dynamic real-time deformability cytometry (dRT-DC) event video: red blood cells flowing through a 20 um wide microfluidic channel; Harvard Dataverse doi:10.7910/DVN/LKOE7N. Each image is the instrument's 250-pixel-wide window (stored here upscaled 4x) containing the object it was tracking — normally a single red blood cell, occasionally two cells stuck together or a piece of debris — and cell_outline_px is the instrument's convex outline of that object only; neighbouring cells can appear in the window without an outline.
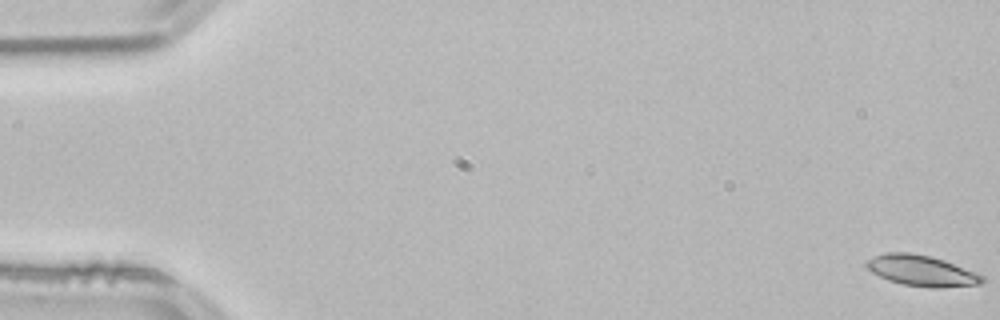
{"species": "common noctule bat (a hibernating species)", "species_latin": "Nyctalus noctula", "temperature_condition": "room temperature", "stored_images_in_passage": 54, "camera_frame_rate_fps": 3000, "um_per_image_px": 0.085, "animal": {"sex": "male", "body_mass_g": 21.5, "forearm_length_mm": 52.0}, "frame": {"image": 1, "passage_image": 1, "time_ms": 0.0, "image_size_px": [1000, 320], "cell_outline_px": [[984, 284], [936, 288], [928, 288], [904, 284], [888, 280], [872, 272], [864, 264], [868, 260], [876, 256], [888, 252], [912, 252], [932, 256], [944, 260], [984, 276]], "centroid_in_image_um": [78.36, 23.01], "position_along_channel_um": 6.6, "area_um2": 20.69}}
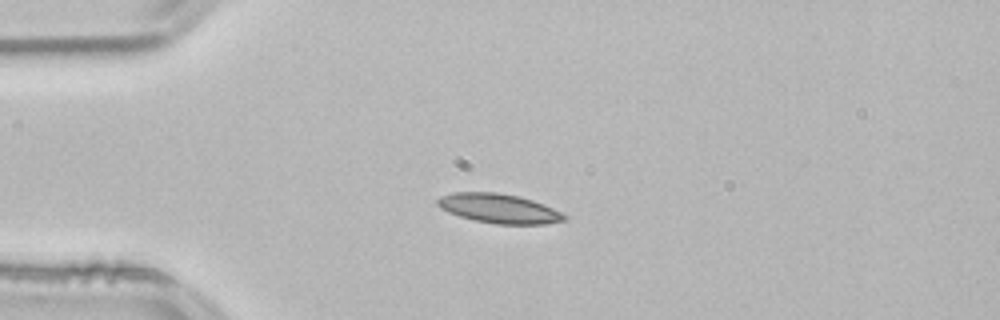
{"frame": {"image": 2, "passage_image": 14, "time_ms": 4.333, "image_size_px": [1000, 320], "cell_outline_px": [[568, 220], [544, 224], [496, 224], [476, 220], [460, 216], [448, 212], [440, 208], [436, 204], [436, 200], [440, 196], [452, 192], [496, 192], [520, 196], [544, 204], [568, 216]], "centroid_in_image_um": [42.41, 17.71], "position_along_channel_um": 42.6, "area_um2": 21.79}}
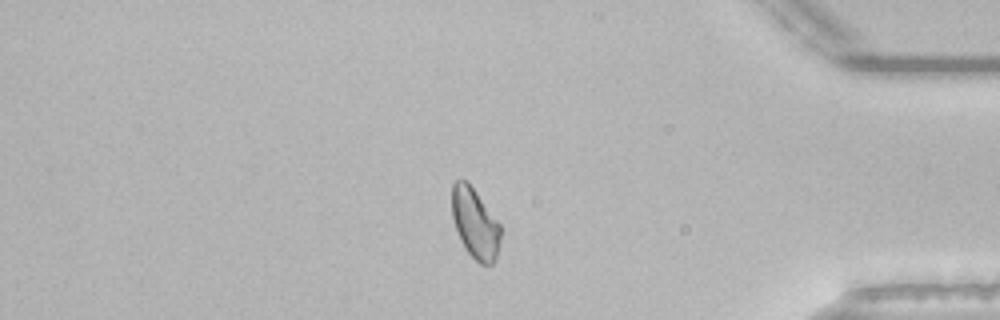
{"frame": {"image": 3, "passage_image": 46, "time_ms": 15.0, "image_size_px": [1000, 320], "cell_outline_px": [[500, 244], [496, 260], [492, 264], [480, 264], [464, 248], [460, 240], [452, 216], [452, 184], [456, 180], [468, 180], [500, 224]], "centroid_in_image_um": [40.38, 18.98], "position_along_channel_um": 394.8, "area_um2": 20.0}, "authors_computed_cell_mechanics": {"area_um2": 20.5768, "velocity_mm_per_s": 3.8066, "shape_relaxation_time_tau1_ms": 4.9008, "shape_relaxation_time_tau2_ms": 3.93, "deformation_change_tau1": 0.1408, "deformation_change_tau2": 0.0915}}